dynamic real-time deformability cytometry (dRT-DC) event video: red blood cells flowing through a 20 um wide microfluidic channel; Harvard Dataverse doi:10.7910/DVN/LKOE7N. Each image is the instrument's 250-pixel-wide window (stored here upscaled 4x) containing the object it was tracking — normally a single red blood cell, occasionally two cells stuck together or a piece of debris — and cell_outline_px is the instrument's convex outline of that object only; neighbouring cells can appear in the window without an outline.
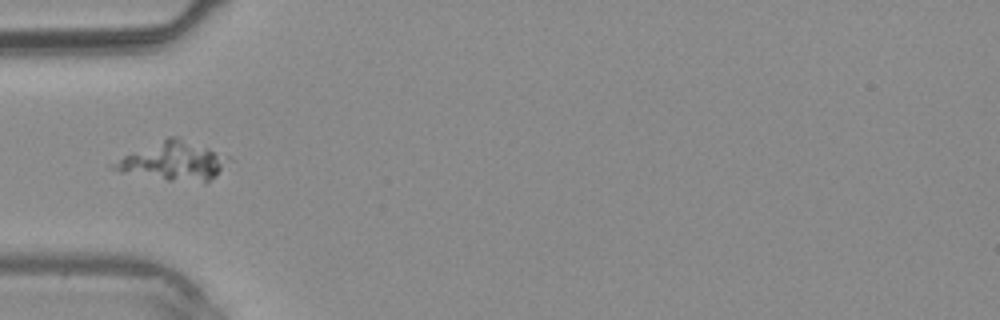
{"species": "common noctule bat (a hibernating species)", "species_latin": "Nyctalus noctula", "temperature_condition": "warm", "stored_images_in_passage": 23, "camera_frame_rate_fps": 3000, "um_per_image_px": 0.085, "animal": {"sex": "male", "body_mass_g": 20.4}, "frame": {"image": 1, "passage_image": 1, "time_ms": 0.0, "image_size_px": [1000, 320], "cell_outline_px": [[236, 160], [216, 176], [204, 184], [168, 180], [120, 172], [112, 168], [112, 164], [124, 156], [168, 136], [176, 136], [228, 156]], "centroid_in_image_um": [14.85, 13.73], "position_along_channel_um": 70.1, "area_um2": 25.95}}
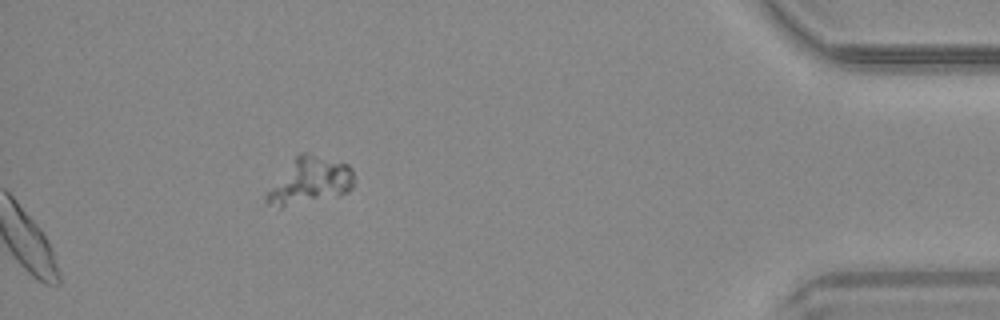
{"frame": {"image": 2, "passage_image": 23, "time_ms": 7.333, "image_size_px": [1000, 320], "cell_outline_px": [[352, 188], [348, 192], [280, 208], [268, 204], [264, 200], [264, 192], [296, 156], [300, 152], [304, 152], [348, 164], [352, 168]], "centroid_in_image_um": [26.27, 15.38], "position_along_channel_um": 408.9, "area_um2": 23.35}}